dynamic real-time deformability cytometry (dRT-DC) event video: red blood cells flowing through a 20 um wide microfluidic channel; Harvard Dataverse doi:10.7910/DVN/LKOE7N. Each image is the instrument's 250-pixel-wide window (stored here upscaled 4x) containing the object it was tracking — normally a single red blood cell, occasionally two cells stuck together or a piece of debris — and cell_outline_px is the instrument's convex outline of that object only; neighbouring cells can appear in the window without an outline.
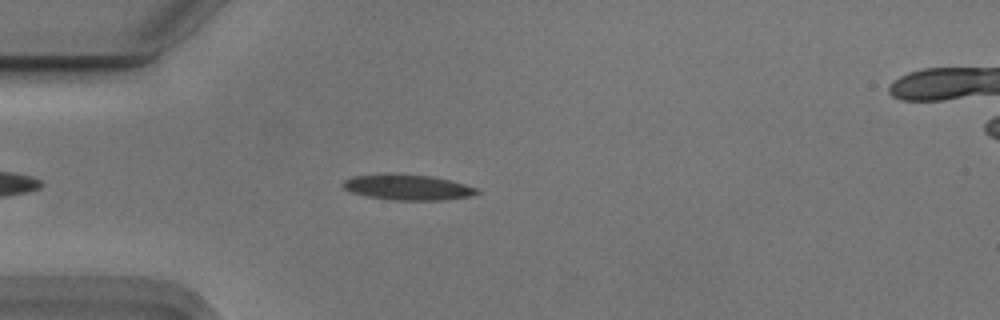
{"species": "Egyptian fruit bat (a non-hibernating species)", "species_latin": "Rousettus aegyptiacus", "temperature_condition": "cold", "stored_images_in_passage": 47, "camera_frame_rate_fps": 3000, "um_per_image_px": 0.085, "animal": {"sex": "male"}, "frame": {"image": 1, "passage_image": 7, "time_ms": 2.0, "image_size_px": [1000, 320], "cell_outline_px": [[480, 192], [472, 196], [444, 200], [392, 200], [364, 196], [352, 192], [344, 188], [340, 184], [344, 180], [352, 176], [432, 176], [464, 184], [476, 188]], "centroid_in_image_um": [34.67, 15.97], "position_along_channel_um": 50.3, "area_um2": 19.13}}
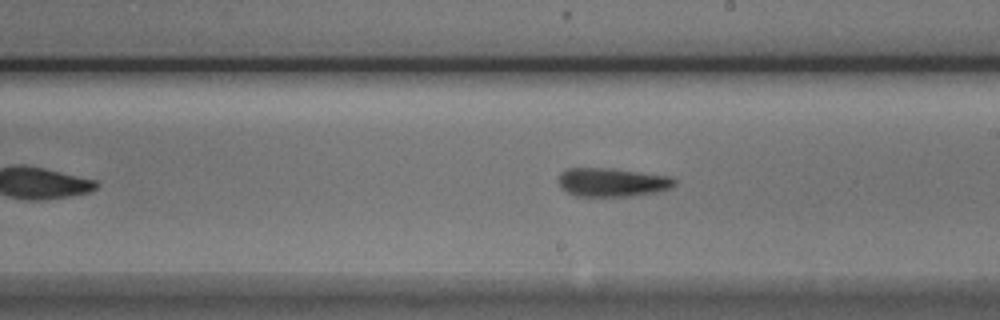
{"frame": {"image": 2, "passage_image": 23, "time_ms": 7.333, "image_size_px": [1000, 320], "cell_outline_px": [[676, 184], [660, 192], [632, 196], [576, 196], [560, 188], [556, 180], [560, 172], [568, 168], [612, 168], [668, 176], [676, 180]], "centroid_in_image_um": [51.98, 15.49], "position_along_channel_um": 237.0, "area_um2": 19.59}}
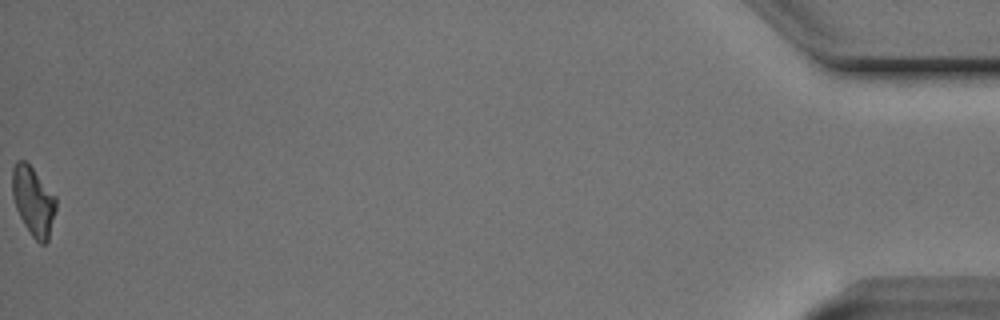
{"frame": {"image": 3, "passage_image": 47, "time_ms": 15.333, "image_size_px": [1000, 320], "cell_outline_px": [[56, 208], [48, 240], [44, 244], [40, 244], [32, 236], [24, 224], [16, 208], [12, 196], [12, 168], [16, 160], [24, 160], [32, 168], [56, 196]], "centroid_in_image_um": [2.82, 17.08], "position_along_channel_um": 432.4, "area_um2": 17.46}, "authors_computed_cell_mechanics": {"area_um2": 19.1318, "velocity_mm_per_s": 3.7262, "shape_relaxation_time_tau1_ms": 3.646, "shape_relaxation_time_tau2_ms": 4.1836, "deformation_change_tau1": 0.1268, "deformation_change_tau2": 0.1186}}